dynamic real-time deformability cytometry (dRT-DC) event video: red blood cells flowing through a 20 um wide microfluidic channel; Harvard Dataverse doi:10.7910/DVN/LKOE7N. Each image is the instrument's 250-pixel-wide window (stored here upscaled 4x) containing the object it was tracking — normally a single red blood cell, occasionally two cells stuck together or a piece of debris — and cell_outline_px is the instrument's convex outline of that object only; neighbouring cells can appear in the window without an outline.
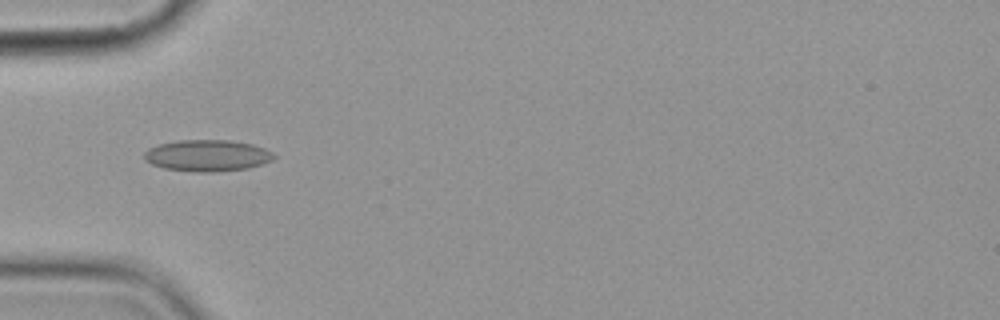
{"species": "common noctule bat (a hibernating species)", "species_latin": "Nyctalus noctula", "temperature_condition": "cold", "stored_images_in_passage": 5, "camera_frame_rate_fps": 3000, "um_per_image_px": 0.085, "animal": {"sex": "female", "body_mass_g": 19.9}, "frame": {"image": 1, "passage_image": 5, "time_ms": 5.0, "image_size_px": [1000, 320], "cell_outline_px": [[276, 156], [272, 160], [248, 168], [216, 172], [196, 172], [164, 168], [152, 164], [144, 160], [144, 152], [148, 148], [160, 144], [180, 140], [228, 140], [252, 144], [264, 148], [272, 152]], "centroid_in_image_um": [17.61, 13.22], "position_along_channel_um": 67.4, "area_um2": 23.76}}